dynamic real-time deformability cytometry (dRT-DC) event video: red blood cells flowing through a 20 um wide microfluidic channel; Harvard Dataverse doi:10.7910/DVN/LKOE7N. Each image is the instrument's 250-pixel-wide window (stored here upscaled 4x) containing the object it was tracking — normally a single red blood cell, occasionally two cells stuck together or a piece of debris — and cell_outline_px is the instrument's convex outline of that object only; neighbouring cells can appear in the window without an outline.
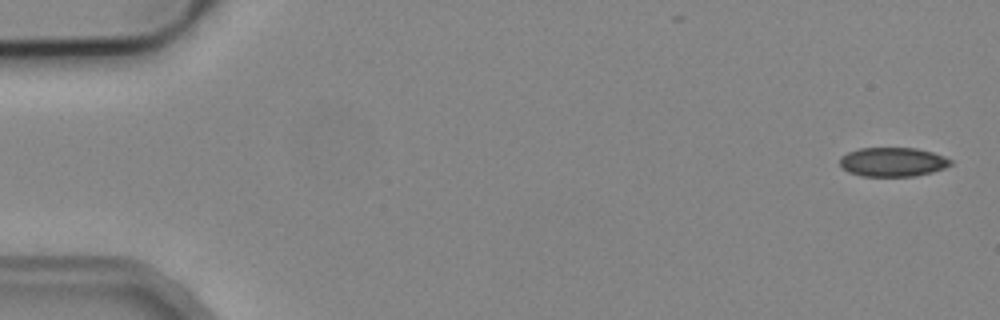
{"species": "common noctule bat (a hibernating species)", "species_latin": "Nyctalus noctula", "temperature_condition": "cold", "stored_images_in_passage": 5, "camera_frame_rate_fps": 3000, "um_per_image_px": 0.085, "animal": {"sex": "male", "body_mass_g": 19.2, "forearm_length_mm": 51.8}, "frame": {"image": 1, "passage_image": 1, "time_ms": 0.0, "image_size_px": [1000, 320], "cell_outline_px": [[952, 164], [944, 168], [932, 172], [916, 176], [860, 176], [848, 172], [840, 168], [840, 156], [848, 152], [860, 148], [916, 148], [932, 152], [944, 156], [952, 160]], "centroid_in_image_um": [75.86, 13.77], "position_along_channel_um": 9.1, "area_um2": 18.96}}
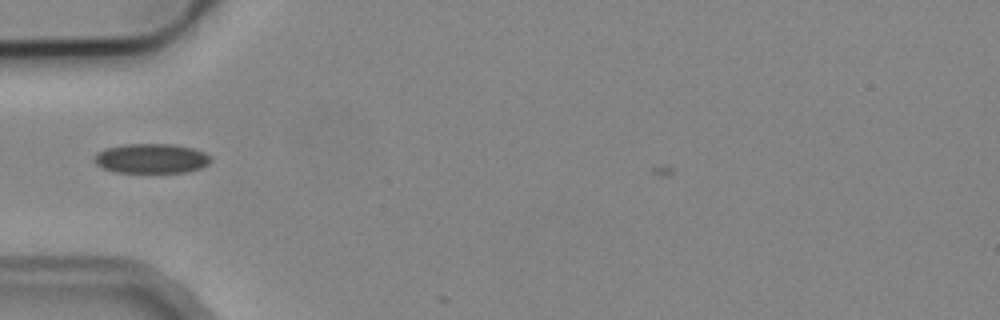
{"frame": {"image": 2, "passage_image": 4, "time_ms": 5.333, "image_size_px": [1000, 320], "cell_outline_px": [[212, 160], [208, 164], [200, 168], [188, 172], [116, 172], [104, 168], [96, 164], [92, 160], [96, 152], [104, 148], [124, 144], [172, 144], [192, 148], [204, 152], [212, 156]], "centroid_in_image_um": [12.85, 13.46], "position_along_channel_um": 72.1, "area_um2": 20.29}}